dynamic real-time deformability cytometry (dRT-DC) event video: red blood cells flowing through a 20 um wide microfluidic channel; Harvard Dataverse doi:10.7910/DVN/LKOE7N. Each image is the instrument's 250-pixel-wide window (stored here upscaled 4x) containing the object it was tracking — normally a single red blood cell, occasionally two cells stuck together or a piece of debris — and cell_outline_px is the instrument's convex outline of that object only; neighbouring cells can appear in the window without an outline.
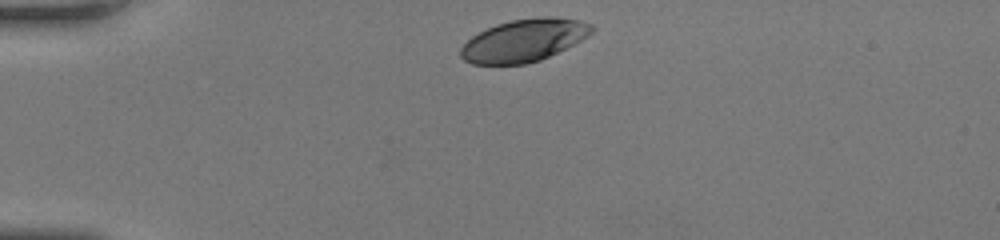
{"species": "human", "species_latin": "Homo sapiens", "temperature_condition": "room temperature", "stored_images_in_passage": 31, "camera_frame_rate_fps": 3000, "um_per_image_px": 0.085, "donor": {"sex": "female"}, "frame": {"image": 1, "passage_image": 1, "time_ms": 0.0, "image_size_px": [1000, 240], "cell_outline_px": [[596, 28], [588, 36], [540, 60], [524, 64], [472, 64], [464, 60], [460, 56], [460, 48], [472, 36], [496, 24], [512, 20], [540, 16], [556, 16], [580, 20], [592, 24]], "centroid_in_image_um": [44.54, 3.42], "position_along_channel_um": 40.5, "area_um2": 32.31}}
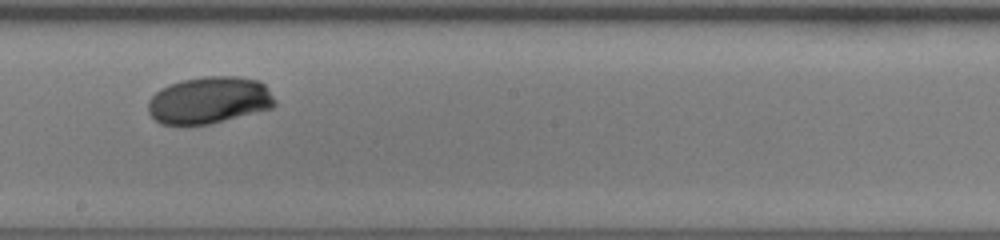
{"frame": {"image": 2, "passage_image": 18, "time_ms": 5.667, "image_size_px": [1000, 240], "cell_outline_px": [[276, 104], [272, 108], [208, 124], [160, 124], [148, 112], [148, 100], [160, 88], [168, 84], [180, 80], [204, 76], [236, 76], [260, 80], [264, 84], [276, 100]], "centroid_in_image_um": [17.77, 8.5], "position_along_channel_um": 230.4, "area_um2": 34.74}}
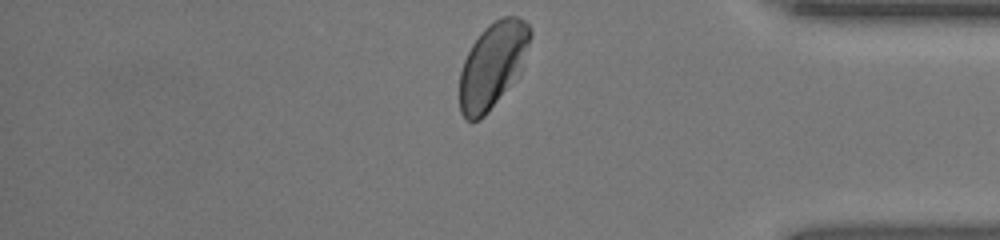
{"frame": {"image": 3, "passage_image": 31, "time_ms": 10.0, "image_size_px": [1000, 240], "cell_outline_px": [[532, 36], [520, 76], [488, 112], [480, 120], [464, 120], [460, 112], [460, 72], [464, 60], [472, 44], [480, 32], [488, 24], [504, 16], [516, 16], [524, 20], [528, 24], [532, 32]], "centroid_in_image_um": [41.9, 5.54], "position_along_channel_um": 393.3, "area_um2": 35.6}, "authors_computed_cell_mechanics": {"area_um2": 34.391, "velocity_mm_per_s": 4.1871, "shape_relaxation_time_tau1_ms": 2.5068, "shape_relaxation_time_tau2_ms": null, "deformation_change_tau1": 0.1369, "deformation_change_tau2": null}}